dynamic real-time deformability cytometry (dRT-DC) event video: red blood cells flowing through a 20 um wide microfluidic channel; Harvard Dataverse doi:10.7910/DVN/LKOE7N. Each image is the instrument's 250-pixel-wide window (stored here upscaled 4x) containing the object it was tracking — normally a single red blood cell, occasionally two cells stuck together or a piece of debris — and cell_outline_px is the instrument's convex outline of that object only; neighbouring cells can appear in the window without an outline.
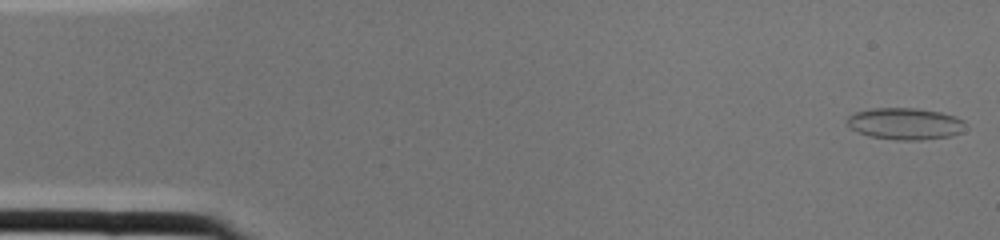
{"species": "common noctule bat (a hibernating species)", "species_latin": "Nyctalus noctula", "temperature_condition": "cold", "stored_images_in_passage": 2, "camera_frame_rate_fps": 3000, "um_per_image_px": 0.085, "animal": {"sex": "female", "body_mass_g": 22.0, "forearm_length_mm": 56.7}, "frame": {"image": 1, "passage_image": 1, "time_ms": 0.0, "image_size_px": [1000, 240], "cell_outline_px": [[964, 120], [960, 132], [948, 136], [920, 140], [896, 140], [868, 136], [856, 132], [844, 120], [848, 116], [856, 112], [872, 108], [916, 108], [940, 112], [956, 116]], "centroid_in_image_um": [76.87, 10.51], "position_along_channel_um": 8.1, "area_um2": 21.79}}
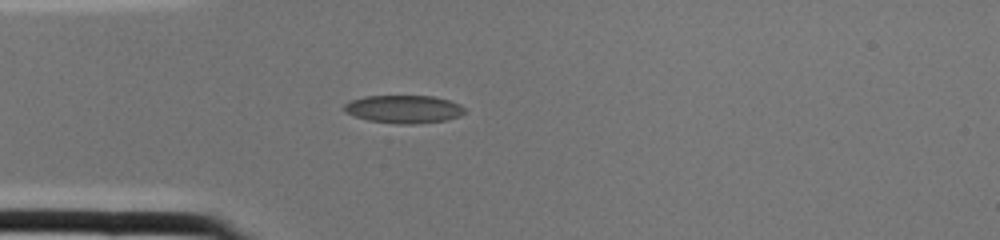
{"frame": {"image": 2, "passage_image": 2, "time_ms": 0.333, "image_size_px": [1000, 240], "cell_outline_px": [[468, 112], [460, 116], [444, 120], [412, 124], [400, 124], [368, 120], [344, 112], [344, 104], [348, 100], [364, 96], [432, 96], [448, 100], [460, 104]], "centroid_in_image_um": [34.31, 9.27], "position_along_channel_um": 50.7, "area_um2": 19.65}}